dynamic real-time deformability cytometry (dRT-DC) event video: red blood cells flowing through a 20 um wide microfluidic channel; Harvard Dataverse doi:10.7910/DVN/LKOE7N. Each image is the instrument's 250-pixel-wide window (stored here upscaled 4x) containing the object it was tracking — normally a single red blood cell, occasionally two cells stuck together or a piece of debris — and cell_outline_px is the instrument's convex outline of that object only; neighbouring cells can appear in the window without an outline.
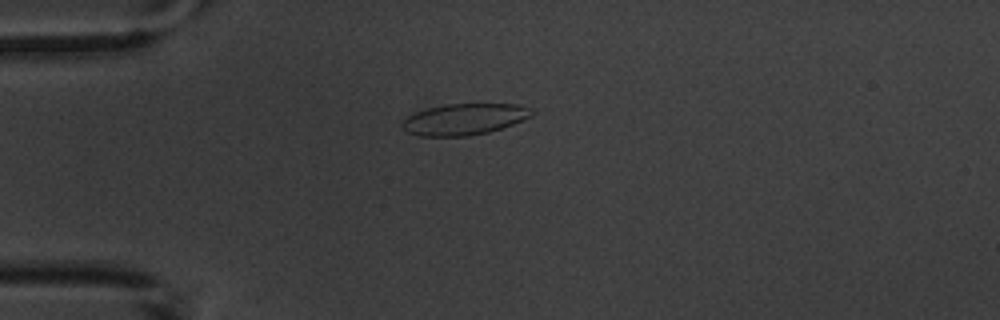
{"species": "common noctule bat (a hibernating species)", "species_latin": "Nyctalus noctula", "temperature_condition": "warm", "stored_images_in_passage": 3, "camera_frame_rate_fps": 3000, "um_per_image_px": 0.085, "animal": {"sex": "male", "body_mass_g": 20.1, "forearm_length_mm": 53.5}, "frame": {"image": 1, "passage_image": 2, "time_ms": 1.333, "image_size_px": [1000, 320], "cell_outline_px": [[536, 112], [532, 116], [512, 124], [488, 132], [468, 136], [416, 136], [404, 132], [400, 128], [400, 124], [408, 116], [416, 112], [428, 108], [444, 104], [520, 104], [532, 108]], "centroid_in_image_um": [39.44, 10.14], "position_along_channel_um": 45.6, "area_um2": 23.87}}